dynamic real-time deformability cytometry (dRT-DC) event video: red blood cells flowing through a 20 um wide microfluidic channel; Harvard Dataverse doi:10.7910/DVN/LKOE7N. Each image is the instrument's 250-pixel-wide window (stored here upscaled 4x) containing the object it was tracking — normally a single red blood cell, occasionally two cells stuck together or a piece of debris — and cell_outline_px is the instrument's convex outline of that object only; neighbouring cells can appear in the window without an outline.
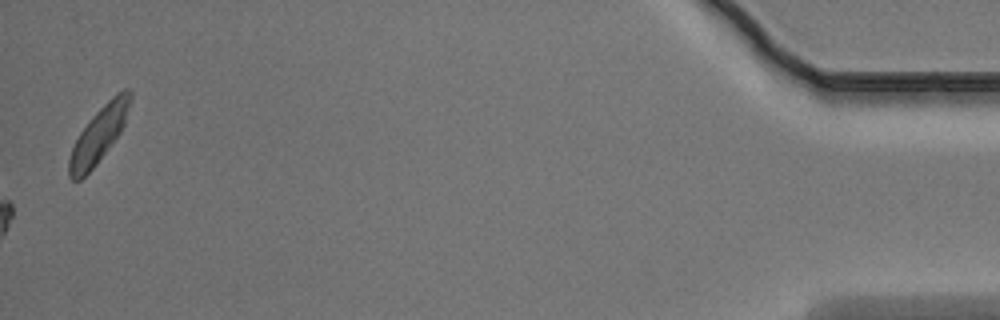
{"species": "Egyptian fruit bat (a non-hibernating species)", "species_latin": "Rousettus aegyptiacus", "temperature_condition": "warm", "stored_images_in_passage": 47, "camera_frame_rate_fps": 3000, "um_per_image_px": 0.085, "animal": {"sex": "male"}, "frame": {"image": 1, "passage_image": 47, "time_ms": 15.333, "image_size_px": [1000, 320], "cell_outline_px": [[132, 100], [124, 124], [120, 132], [96, 164], [80, 180], [72, 180], [68, 176], [68, 160], [72, 148], [80, 132], [92, 116], [116, 92], [124, 88], [128, 88], [132, 92]], "centroid_in_image_um": [8.41, 11.41], "position_along_channel_um": 426.8, "area_um2": 19.59}}